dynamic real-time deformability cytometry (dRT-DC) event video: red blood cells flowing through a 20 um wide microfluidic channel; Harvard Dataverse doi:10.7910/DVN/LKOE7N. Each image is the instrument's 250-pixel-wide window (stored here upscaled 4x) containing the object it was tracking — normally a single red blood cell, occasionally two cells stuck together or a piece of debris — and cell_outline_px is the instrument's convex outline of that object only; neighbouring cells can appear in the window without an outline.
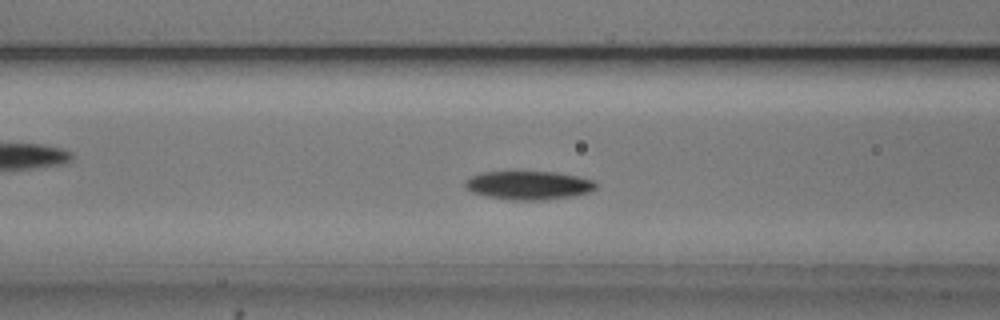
{"species": "common noctule bat (a hibernating species)", "species_latin": "Nyctalus noctula", "temperature_condition": "cold", "stored_images_in_passage": 51, "camera_frame_rate_fps": 3000, "um_per_image_px": 0.085, "animal": {"sex": "male", "body_mass_g": 20.5, "forearm_length_mm": 52.5}, "frame": {"image": 1, "passage_image": 18, "time_ms": 5.667, "image_size_px": [1000, 320], "cell_outline_px": [[596, 188], [592, 192], [568, 196], [540, 200], [508, 200], [488, 196], [472, 192], [464, 188], [464, 180], [468, 176], [480, 172], [556, 172], [576, 176], [592, 180], [596, 184]], "centroid_in_image_um": [44.86, 15.74], "position_along_channel_um": 121.7, "area_um2": 21.79}}
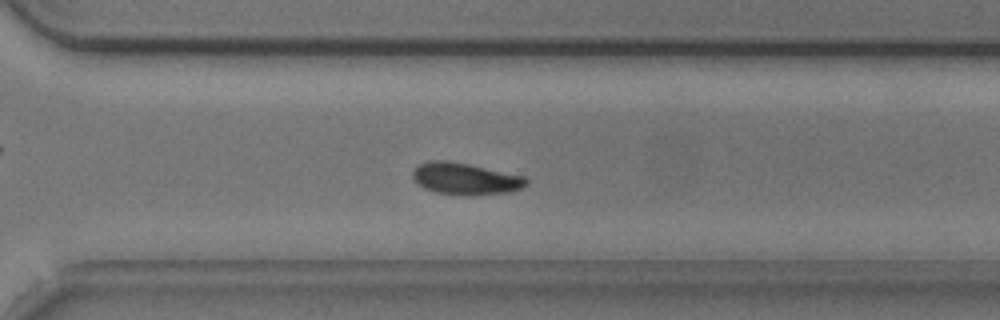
{"frame": {"image": 2, "passage_image": 35, "time_ms": 11.333, "image_size_px": [1000, 320], "cell_outline_px": [[528, 184], [520, 188], [508, 192], [460, 196], [436, 192], [424, 188], [412, 176], [412, 172], [420, 164], [428, 160], [444, 160], [468, 164], [524, 176], [528, 180]], "centroid_in_image_um": [39.55, 15.19], "position_along_channel_um": 331.1, "area_um2": 20.81}}
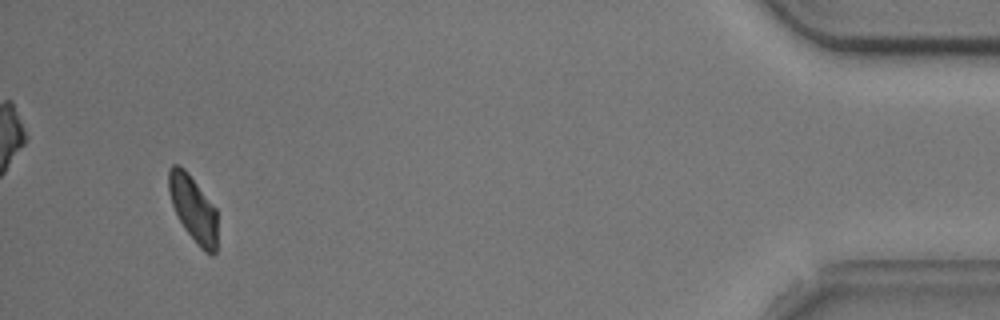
{"frame": {"image": 3, "passage_image": 48, "time_ms": 15.667, "image_size_px": [1000, 320], "cell_outline_px": [[216, 252], [212, 256], [200, 248], [184, 228], [172, 204], [168, 192], [168, 168], [172, 164], [176, 164], [184, 168], [188, 172], [216, 208]], "centroid_in_image_um": [16.41, 17.71], "position_along_channel_um": 418.8, "area_um2": 18.67}, "authors_computed_cell_mechanics": {"area_um2": 20.9814, "velocity_mm_per_s": 3.7065, "shape_relaxation_time_tau1_ms": 2.4315, "shape_relaxation_time_tau2_ms": null, "deformation_change_tau1": 0.1081, "deformation_change_tau2": null}}